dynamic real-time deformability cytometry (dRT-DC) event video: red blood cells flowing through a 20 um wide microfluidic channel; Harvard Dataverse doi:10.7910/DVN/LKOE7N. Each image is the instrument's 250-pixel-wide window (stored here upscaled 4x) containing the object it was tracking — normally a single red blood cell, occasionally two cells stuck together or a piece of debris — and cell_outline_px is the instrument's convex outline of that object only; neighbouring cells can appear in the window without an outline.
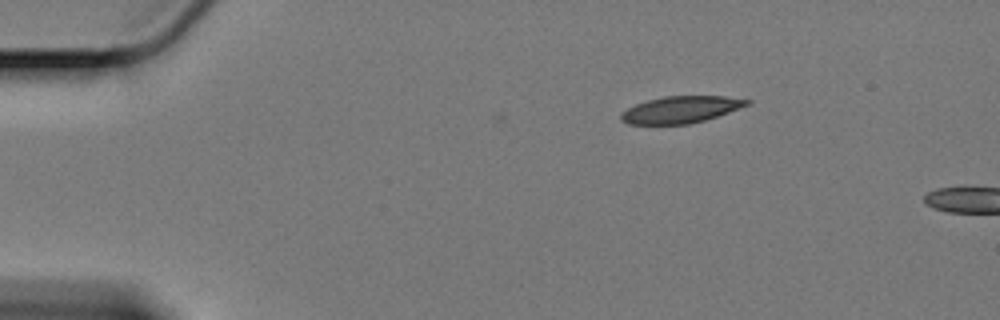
{"species": "Egyptian fruit bat (a non-hibernating species)", "species_latin": "Rousettus aegyptiacus", "temperature_condition": "cold", "stored_images_in_passage": 2, "camera_frame_rate_fps": 3000, "um_per_image_px": 0.085, "animal": {"sex": "female"}, "frame": {"image": 1, "passage_image": 2, "time_ms": 0.333, "image_size_px": [1000, 320], "cell_outline_px": [[752, 100], [748, 104], [716, 116], [704, 120], [688, 124], [628, 124], [620, 120], [620, 112], [636, 104], [648, 100], [664, 96], [724, 96]], "centroid_in_image_um": [57.8, 9.31], "position_along_channel_um": 27.2, "area_um2": 19.42}}